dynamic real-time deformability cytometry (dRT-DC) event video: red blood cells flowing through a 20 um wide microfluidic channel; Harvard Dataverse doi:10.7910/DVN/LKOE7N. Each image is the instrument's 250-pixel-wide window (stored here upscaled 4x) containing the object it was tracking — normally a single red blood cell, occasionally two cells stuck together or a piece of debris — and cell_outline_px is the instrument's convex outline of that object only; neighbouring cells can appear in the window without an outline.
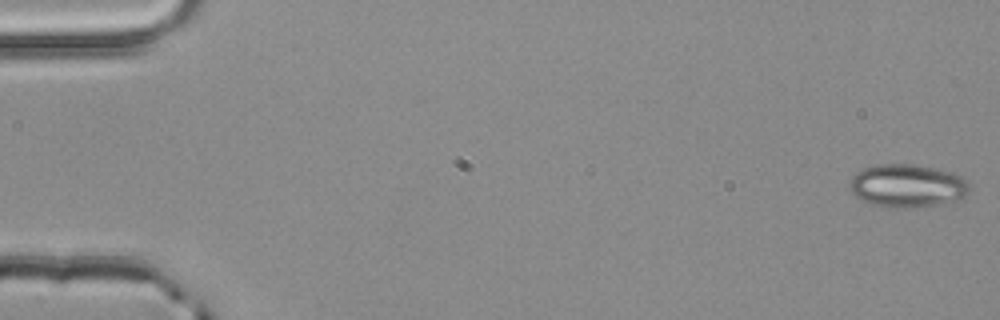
{"species": "common noctule bat (a hibernating species)", "species_latin": "Nyctalus noctula", "temperature_condition": "room temperature", "stored_images_in_passage": 34, "camera_frame_rate_fps": 3000, "um_per_image_px": 0.085, "animal": {"sex": "male", "body_mass_g": 20.4}, "frame": {"image": 1, "passage_image": 1, "time_ms": 0.0, "image_size_px": [1000, 320], "cell_outline_px": [[972, 188], [964, 196], [952, 200], [936, 204], [904, 208], [888, 208], [864, 200], [856, 196], [848, 188], [852, 176], [856, 172], [864, 168], [876, 164], [908, 164], [932, 168], [952, 172], [964, 176]], "centroid_in_image_um": [77.12, 15.77], "position_along_channel_um": 7.9, "area_um2": 29.82}}
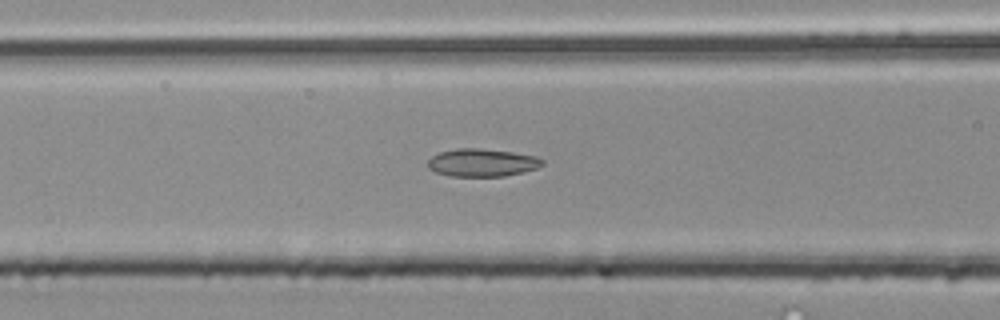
{"frame": {"image": 2, "passage_image": 22, "time_ms": 7.0, "image_size_px": [1000, 320], "cell_outline_px": [[544, 164], [536, 168], [524, 172], [504, 176], [448, 176], [436, 172], [428, 168], [428, 160], [432, 156], [440, 152], [460, 148], [480, 148], [512, 152], [536, 156], [544, 160]], "centroid_in_image_um": [40.98, 13.82], "position_along_channel_um": 125.6, "area_um2": 18.55}}
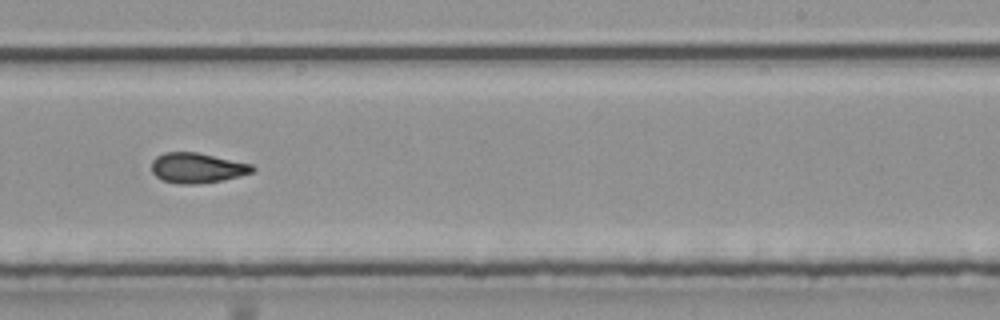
{"frame": {"image": 3, "passage_image": 33, "time_ms": 10.667, "image_size_px": [1000, 320], "cell_outline_px": [[256, 168], [252, 172], [240, 176], [220, 180], [196, 184], [176, 184], [164, 180], [156, 176], [152, 172], [152, 160], [156, 156], [164, 152], [196, 152], [252, 164]], "centroid_in_image_um": [16.74, 14.27], "position_along_channel_um": 272.3, "area_um2": 17.63}}